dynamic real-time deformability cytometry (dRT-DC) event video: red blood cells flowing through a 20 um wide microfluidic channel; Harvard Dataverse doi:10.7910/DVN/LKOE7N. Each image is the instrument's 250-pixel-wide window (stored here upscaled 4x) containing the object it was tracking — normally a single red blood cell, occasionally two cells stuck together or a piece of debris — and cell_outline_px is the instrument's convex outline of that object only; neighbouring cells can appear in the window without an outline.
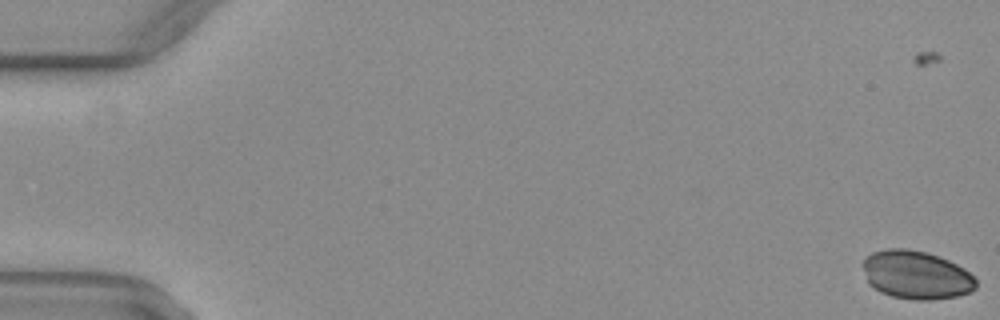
{"species": "common noctule bat (a hibernating species)", "species_latin": "Nyctalus noctula", "temperature_condition": "warm", "stored_images_in_passage": 53, "camera_frame_rate_fps": 3000, "um_per_image_px": 0.085, "animal": {"sex": "female", "body_mass_g": 29.2, "forearm_length_mm": 56.3}, "frame": {"image": 1, "passage_image": 1, "time_ms": 0.0, "image_size_px": [1000, 320], "cell_outline_px": [[976, 288], [968, 292], [956, 296], [932, 300], [916, 300], [892, 296], [880, 292], [872, 288], [868, 284], [860, 264], [872, 252], [888, 248], [908, 248], [928, 252], [948, 260], [964, 268], [976, 280]], "centroid_in_image_um": [77.83, 23.36], "position_along_channel_um": 7.2, "area_um2": 32.14}}
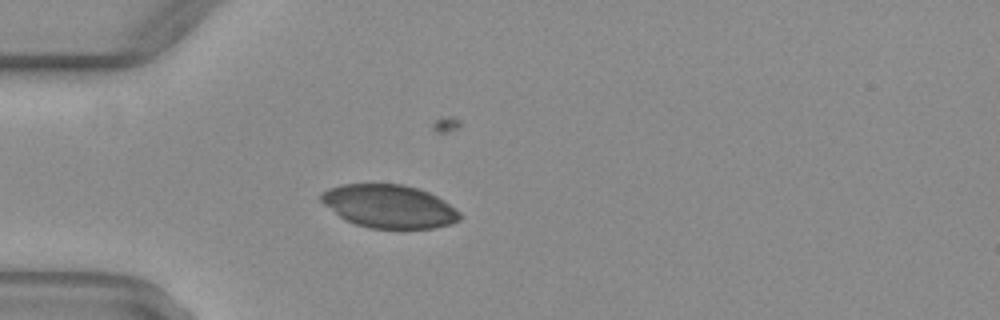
{"frame": {"image": 2, "passage_image": 16, "time_ms": 5.0, "image_size_px": [1000, 320], "cell_outline_px": [[460, 220], [452, 224], [436, 228], [372, 228], [356, 224], [344, 220], [324, 204], [320, 200], [320, 192], [328, 188], [340, 184], [400, 184], [416, 188], [428, 192], [444, 200], [460, 212]], "centroid_in_image_um": [33.06, 17.54], "position_along_channel_um": 51.9, "area_um2": 34.91}}
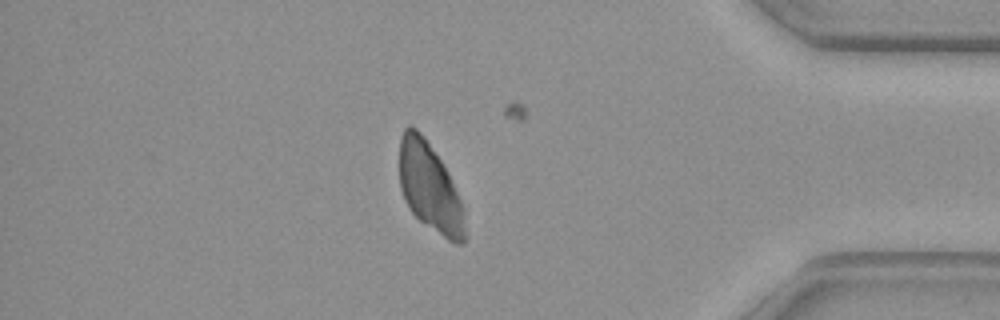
{"frame": {"image": 3, "passage_image": 45, "time_ms": 14.667, "image_size_px": [1000, 320], "cell_outline_px": [[468, 236], [460, 244], [456, 244], [448, 240], [420, 220], [408, 208], [404, 200], [400, 188], [400, 136], [404, 128], [408, 124], [412, 124], [424, 136], [448, 172], [460, 200], [464, 212], [468, 232]], "centroid_in_image_um": [36.54, 15.94], "position_along_channel_um": 398.7, "area_um2": 33.99}}